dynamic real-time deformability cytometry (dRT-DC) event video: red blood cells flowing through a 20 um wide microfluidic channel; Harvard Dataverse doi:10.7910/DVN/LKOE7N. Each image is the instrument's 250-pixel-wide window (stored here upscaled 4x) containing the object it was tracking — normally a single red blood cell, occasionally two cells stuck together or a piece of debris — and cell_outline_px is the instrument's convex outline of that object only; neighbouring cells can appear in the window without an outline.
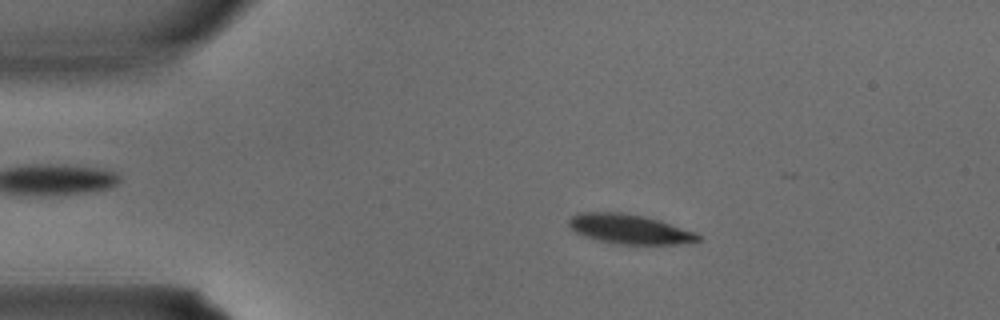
{"species": "common noctule bat (a hibernating species)", "species_latin": "Nyctalus noctula", "temperature_condition": "warm", "stored_images_in_passage": 2, "camera_frame_rate_fps": 3000, "um_per_image_px": 0.085, "animal": {"sex": "male", "body_mass_g": 15.6}, "frame": {"image": 1, "passage_image": 1, "time_ms": 0.0, "image_size_px": [1000, 320], "cell_outline_px": [[700, 240], [676, 244], [616, 244], [584, 236], [576, 232], [568, 224], [568, 220], [572, 216], [580, 212], [620, 212], [644, 216], [660, 220], [696, 232], [700, 236]], "centroid_in_image_um": [53.5, 19.46], "position_along_channel_um": 31.5, "area_um2": 22.14}}
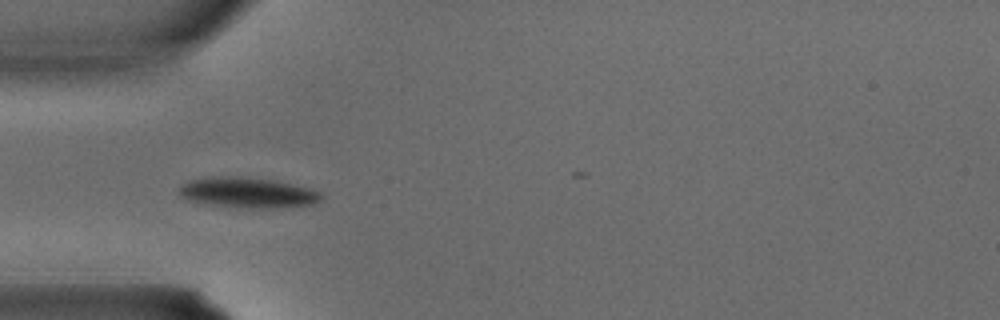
{"frame": {"image": 2, "passage_image": 2, "time_ms": 0.333, "image_size_px": [1000, 320], "cell_outline_px": [[324, 196], [320, 200], [312, 204], [272, 208], [236, 208], [204, 204], [188, 200], [180, 196], [180, 184], [188, 180], [212, 176], [236, 176], [276, 180], [312, 188], [320, 192]], "centroid_in_image_um": [21.03, 16.37], "position_along_channel_um": 64.0, "area_um2": 25.66}}